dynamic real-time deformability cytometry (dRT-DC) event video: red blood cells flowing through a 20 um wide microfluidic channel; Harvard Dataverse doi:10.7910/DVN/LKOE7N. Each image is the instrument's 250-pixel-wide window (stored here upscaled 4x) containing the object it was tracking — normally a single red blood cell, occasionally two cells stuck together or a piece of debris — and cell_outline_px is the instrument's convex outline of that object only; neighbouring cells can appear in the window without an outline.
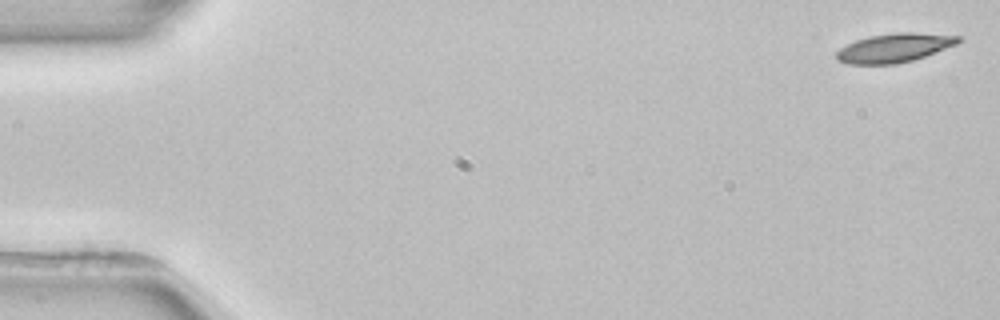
{"species": "common noctule bat (a hibernating species)", "species_latin": "Nyctalus noctula", "temperature_condition": "room temperature", "stored_images_in_passage": 4, "camera_frame_rate_fps": 3000, "um_per_image_px": 0.085, "animal": {"sex": "female", "body_mass_g": 22.7, "forearm_length_mm": 54.2}, "frame": {"image": 1, "passage_image": 1, "time_ms": 0.0, "image_size_px": [1000, 320], "cell_outline_px": [[964, 40], [956, 44], [924, 56], [912, 60], [896, 64], [848, 64], [836, 60], [836, 52], [840, 48], [856, 40], [868, 36], [896, 32], [912, 32], [964, 36]], "centroid_in_image_um": [76.03, 4.06], "position_along_channel_um": 9.0, "area_um2": 20.58}}
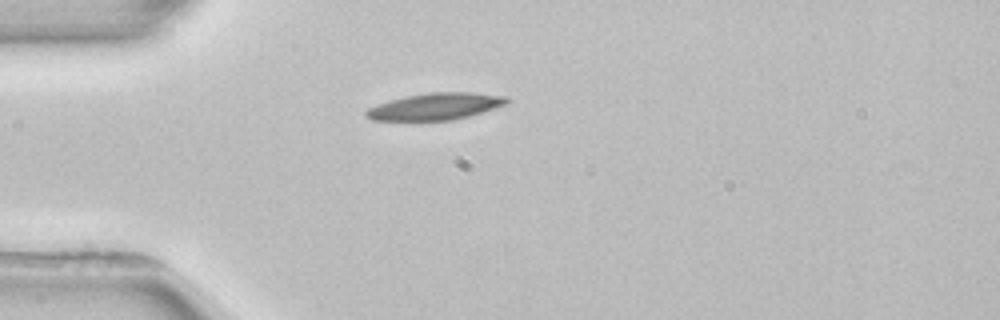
{"frame": {"image": 2, "passage_image": 4, "time_ms": 4.333, "image_size_px": [1000, 320], "cell_outline_px": [[512, 100], [504, 104], [468, 116], [452, 120], [372, 120], [364, 116], [364, 112], [368, 108], [376, 104], [404, 96], [428, 92], [472, 92], [508, 96]], "centroid_in_image_um": [36.98, 9.03], "position_along_channel_um": 48.0, "area_um2": 21.96}}